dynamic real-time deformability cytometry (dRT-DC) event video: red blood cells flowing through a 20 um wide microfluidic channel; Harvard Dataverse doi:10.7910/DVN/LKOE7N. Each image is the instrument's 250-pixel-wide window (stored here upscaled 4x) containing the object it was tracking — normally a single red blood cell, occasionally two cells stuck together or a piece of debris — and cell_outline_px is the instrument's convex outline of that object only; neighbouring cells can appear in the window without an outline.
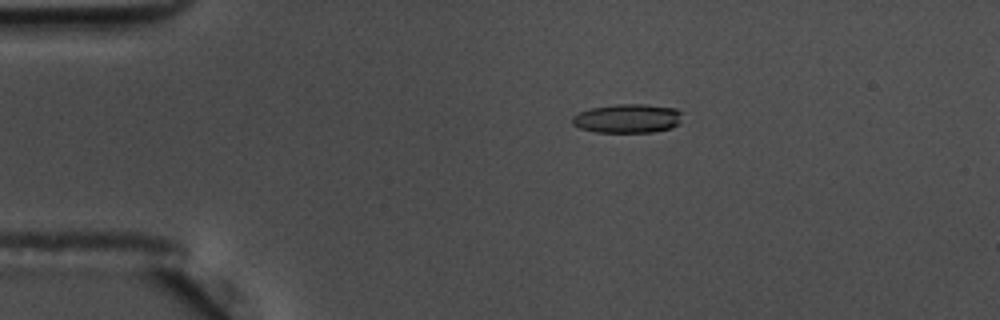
{"species": "common noctule bat (a hibernating species)", "species_latin": "Nyctalus noctula", "temperature_condition": "warm", "stored_images_in_passage": 47, "camera_frame_rate_fps": 3000, "um_per_image_px": 0.085, "animal": {"sex": "male", "body_mass_g": 17.5, "forearm_length_mm": 52.3}, "frame": {"image": 1, "passage_image": 2, "time_ms": 0.333, "image_size_px": [1000, 320], "cell_outline_px": [[684, 112], [680, 124], [672, 128], [652, 132], [596, 132], [580, 128], [572, 124], [572, 116], [580, 112], [592, 108], [616, 104], [644, 104], [676, 108]], "centroid_in_image_um": [53.4, 10.07], "position_along_channel_um": 31.6, "area_um2": 18.79}}
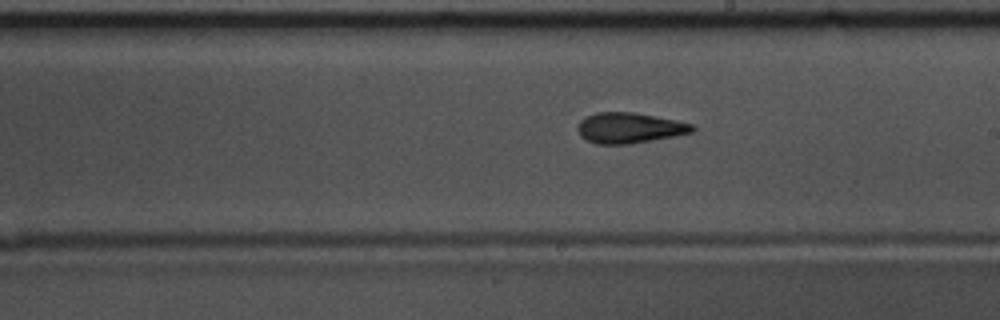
{"frame": {"image": 2, "passage_image": 23, "time_ms": 7.333, "image_size_px": [1000, 320], "cell_outline_px": [[696, 128], [692, 132], [672, 136], [628, 144], [596, 144], [580, 136], [576, 128], [580, 120], [584, 116], [596, 112], [632, 112], [676, 120], [692, 124]], "centroid_in_image_um": [53.44, 10.86], "position_along_channel_um": 235.6, "area_um2": 20.29}}
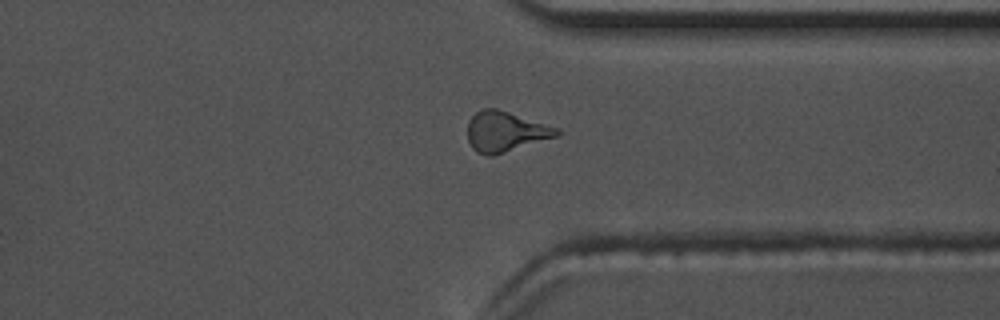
{"frame": {"image": 3, "passage_image": 34, "time_ms": 11.0, "image_size_px": [1000, 320], "cell_outline_px": [[560, 132], [556, 136], [492, 156], [488, 156], [476, 152], [472, 148], [468, 140], [468, 120], [476, 112], [484, 108], [496, 108], [556, 128]], "centroid_in_image_um": [42.88, 11.19], "position_along_channel_um": 368.5, "area_um2": 20.4}, "authors_computed_cell_mechanics": {"area_um2": 20.1144, "velocity_mm_per_s": 3.6376, "shape_relaxation_time_tau1_ms": 3.8814, "shape_relaxation_time_tau2_ms": 2.4487, "deformation_change_tau1": 0.1525, "deformation_change_tau2": 0.1147}}